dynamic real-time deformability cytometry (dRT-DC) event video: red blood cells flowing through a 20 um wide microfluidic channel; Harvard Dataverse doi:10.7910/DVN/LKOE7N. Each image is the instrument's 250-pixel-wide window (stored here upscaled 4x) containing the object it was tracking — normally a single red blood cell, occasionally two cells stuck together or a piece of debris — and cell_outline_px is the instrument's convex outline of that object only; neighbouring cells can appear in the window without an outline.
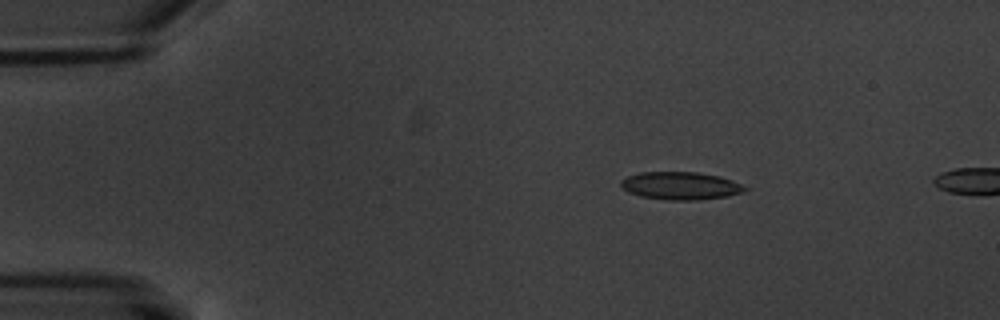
{"species": "common noctule bat (a hibernating species)", "species_latin": "Nyctalus noctula", "temperature_condition": "warm", "stored_images_in_passage": 4, "camera_frame_rate_fps": 3000, "um_per_image_px": 0.085, "animal": {"sex": "male", "body_mass_g": 20.1, "forearm_length_mm": 53.5}, "frame": {"image": 1, "passage_image": 3, "time_ms": 2.667, "image_size_px": [1000, 320], "cell_outline_px": [[752, 188], [744, 192], [728, 196], [696, 200], [664, 200], [640, 196], [628, 192], [620, 184], [620, 180], [628, 176], [640, 172], [696, 172], [720, 176], [732, 180]], "centroid_in_image_um": [57.89, 15.79], "position_along_channel_um": 27.1, "area_um2": 20.29}}